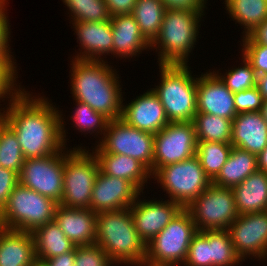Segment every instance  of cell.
Returning a JSON list of instances; mask_svg holds the SVG:
<instances>
[{
	"mask_svg": "<svg viewBox=\"0 0 267 266\" xmlns=\"http://www.w3.org/2000/svg\"><path fill=\"white\" fill-rule=\"evenodd\" d=\"M8 101L6 110L0 108V117L16 133L25 159L45 157L66 147L67 132L62 111L48 98L35 97L23 88Z\"/></svg>",
	"mask_w": 267,
	"mask_h": 266,
	"instance_id": "obj_1",
	"label": "cell"
},
{
	"mask_svg": "<svg viewBox=\"0 0 267 266\" xmlns=\"http://www.w3.org/2000/svg\"><path fill=\"white\" fill-rule=\"evenodd\" d=\"M71 94L110 121L122 116V87L117 71L108 62L72 59Z\"/></svg>",
	"mask_w": 267,
	"mask_h": 266,
	"instance_id": "obj_2",
	"label": "cell"
},
{
	"mask_svg": "<svg viewBox=\"0 0 267 266\" xmlns=\"http://www.w3.org/2000/svg\"><path fill=\"white\" fill-rule=\"evenodd\" d=\"M95 244L108 254L115 266L141 265L146 257V244L136 231L129 208L97 213Z\"/></svg>",
	"mask_w": 267,
	"mask_h": 266,
	"instance_id": "obj_3",
	"label": "cell"
},
{
	"mask_svg": "<svg viewBox=\"0 0 267 266\" xmlns=\"http://www.w3.org/2000/svg\"><path fill=\"white\" fill-rule=\"evenodd\" d=\"M204 15V11L166 9L160 32L151 43V49L159 50V64L187 65Z\"/></svg>",
	"mask_w": 267,
	"mask_h": 266,
	"instance_id": "obj_4",
	"label": "cell"
},
{
	"mask_svg": "<svg viewBox=\"0 0 267 266\" xmlns=\"http://www.w3.org/2000/svg\"><path fill=\"white\" fill-rule=\"evenodd\" d=\"M188 65L159 64L160 83L151 88L170 122H192L197 113V81Z\"/></svg>",
	"mask_w": 267,
	"mask_h": 266,
	"instance_id": "obj_5",
	"label": "cell"
},
{
	"mask_svg": "<svg viewBox=\"0 0 267 266\" xmlns=\"http://www.w3.org/2000/svg\"><path fill=\"white\" fill-rule=\"evenodd\" d=\"M67 148L64 147V184L60 205L91 209L93 185L100 170L98 158L86 147Z\"/></svg>",
	"mask_w": 267,
	"mask_h": 266,
	"instance_id": "obj_6",
	"label": "cell"
},
{
	"mask_svg": "<svg viewBox=\"0 0 267 266\" xmlns=\"http://www.w3.org/2000/svg\"><path fill=\"white\" fill-rule=\"evenodd\" d=\"M58 203L18 184L2 209L3 228L32 233L54 221Z\"/></svg>",
	"mask_w": 267,
	"mask_h": 266,
	"instance_id": "obj_7",
	"label": "cell"
},
{
	"mask_svg": "<svg viewBox=\"0 0 267 266\" xmlns=\"http://www.w3.org/2000/svg\"><path fill=\"white\" fill-rule=\"evenodd\" d=\"M196 232L190 213L183 208L159 234L146 244L144 261L153 265H183L190 242Z\"/></svg>",
	"mask_w": 267,
	"mask_h": 266,
	"instance_id": "obj_8",
	"label": "cell"
},
{
	"mask_svg": "<svg viewBox=\"0 0 267 266\" xmlns=\"http://www.w3.org/2000/svg\"><path fill=\"white\" fill-rule=\"evenodd\" d=\"M151 178L157 180L171 201L179 203L183 208L212 183L196 155L182 162L161 167Z\"/></svg>",
	"mask_w": 267,
	"mask_h": 266,
	"instance_id": "obj_9",
	"label": "cell"
},
{
	"mask_svg": "<svg viewBox=\"0 0 267 266\" xmlns=\"http://www.w3.org/2000/svg\"><path fill=\"white\" fill-rule=\"evenodd\" d=\"M197 231L227 230L239 216L232 188L213 183L186 208Z\"/></svg>",
	"mask_w": 267,
	"mask_h": 266,
	"instance_id": "obj_10",
	"label": "cell"
},
{
	"mask_svg": "<svg viewBox=\"0 0 267 266\" xmlns=\"http://www.w3.org/2000/svg\"><path fill=\"white\" fill-rule=\"evenodd\" d=\"M99 141L97 144L105 153L137 159L153 175L154 134L132 127L120 118L109 121Z\"/></svg>",
	"mask_w": 267,
	"mask_h": 266,
	"instance_id": "obj_11",
	"label": "cell"
},
{
	"mask_svg": "<svg viewBox=\"0 0 267 266\" xmlns=\"http://www.w3.org/2000/svg\"><path fill=\"white\" fill-rule=\"evenodd\" d=\"M63 173L64 148L45 157L25 159L18 174L19 184L60 204L63 195Z\"/></svg>",
	"mask_w": 267,
	"mask_h": 266,
	"instance_id": "obj_12",
	"label": "cell"
},
{
	"mask_svg": "<svg viewBox=\"0 0 267 266\" xmlns=\"http://www.w3.org/2000/svg\"><path fill=\"white\" fill-rule=\"evenodd\" d=\"M197 138L193 122H170L154 134L153 174L163 166L196 155Z\"/></svg>",
	"mask_w": 267,
	"mask_h": 266,
	"instance_id": "obj_13",
	"label": "cell"
},
{
	"mask_svg": "<svg viewBox=\"0 0 267 266\" xmlns=\"http://www.w3.org/2000/svg\"><path fill=\"white\" fill-rule=\"evenodd\" d=\"M236 254L245 261L267 257V211L239 215L227 229Z\"/></svg>",
	"mask_w": 267,
	"mask_h": 266,
	"instance_id": "obj_14",
	"label": "cell"
},
{
	"mask_svg": "<svg viewBox=\"0 0 267 266\" xmlns=\"http://www.w3.org/2000/svg\"><path fill=\"white\" fill-rule=\"evenodd\" d=\"M140 195L141 192L129 209L136 231L144 243L148 244L177 216L183 207L169 199L167 201L141 200Z\"/></svg>",
	"mask_w": 267,
	"mask_h": 266,
	"instance_id": "obj_15",
	"label": "cell"
},
{
	"mask_svg": "<svg viewBox=\"0 0 267 266\" xmlns=\"http://www.w3.org/2000/svg\"><path fill=\"white\" fill-rule=\"evenodd\" d=\"M140 191L128 180L99 170L92 191L91 210L95 213L130 208Z\"/></svg>",
	"mask_w": 267,
	"mask_h": 266,
	"instance_id": "obj_16",
	"label": "cell"
},
{
	"mask_svg": "<svg viewBox=\"0 0 267 266\" xmlns=\"http://www.w3.org/2000/svg\"><path fill=\"white\" fill-rule=\"evenodd\" d=\"M197 113L216 115L230 120L237 115L234 93L210 70L198 77Z\"/></svg>",
	"mask_w": 267,
	"mask_h": 266,
	"instance_id": "obj_17",
	"label": "cell"
},
{
	"mask_svg": "<svg viewBox=\"0 0 267 266\" xmlns=\"http://www.w3.org/2000/svg\"><path fill=\"white\" fill-rule=\"evenodd\" d=\"M124 104L121 119L141 131L156 134L170 123L161 101L152 89L140 94L129 104Z\"/></svg>",
	"mask_w": 267,
	"mask_h": 266,
	"instance_id": "obj_18",
	"label": "cell"
},
{
	"mask_svg": "<svg viewBox=\"0 0 267 266\" xmlns=\"http://www.w3.org/2000/svg\"><path fill=\"white\" fill-rule=\"evenodd\" d=\"M71 23L81 49L73 59L102 61L104 58L101 56L106 58L109 53L113 55L111 21Z\"/></svg>",
	"mask_w": 267,
	"mask_h": 266,
	"instance_id": "obj_19",
	"label": "cell"
},
{
	"mask_svg": "<svg viewBox=\"0 0 267 266\" xmlns=\"http://www.w3.org/2000/svg\"><path fill=\"white\" fill-rule=\"evenodd\" d=\"M96 215L91 209L58 204L54 220L75 246L92 245L96 242Z\"/></svg>",
	"mask_w": 267,
	"mask_h": 266,
	"instance_id": "obj_20",
	"label": "cell"
},
{
	"mask_svg": "<svg viewBox=\"0 0 267 266\" xmlns=\"http://www.w3.org/2000/svg\"><path fill=\"white\" fill-rule=\"evenodd\" d=\"M230 143L258 155L267 146V123L261 112L237 114L232 120Z\"/></svg>",
	"mask_w": 267,
	"mask_h": 266,
	"instance_id": "obj_21",
	"label": "cell"
},
{
	"mask_svg": "<svg viewBox=\"0 0 267 266\" xmlns=\"http://www.w3.org/2000/svg\"><path fill=\"white\" fill-rule=\"evenodd\" d=\"M113 32V56L132 58L151 48L132 14L110 17ZM138 54V55H137Z\"/></svg>",
	"mask_w": 267,
	"mask_h": 266,
	"instance_id": "obj_22",
	"label": "cell"
},
{
	"mask_svg": "<svg viewBox=\"0 0 267 266\" xmlns=\"http://www.w3.org/2000/svg\"><path fill=\"white\" fill-rule=\"evenodd\" d=\"M92 152L98 158L100 170L104 174L128 180L143 193L151 174L141 162L126 155L105 153L98 145Z\"/></svg>",
	"mask_w": 267,
	"mask_h": 266,
	"instance_id": "obj_23",
	"label": "cell"
},
{
	"mask_svg": "<svg viewBox=\"0 0 267 266\" xmlns=\"http://www.w3.org/2000/svg\"><path fill=\"white\" fill-rule=\"evenodd\" d=\"M32 233L0 228V266H34Z\"/></svg>",
	"mask_w": 267,
	"mask_h": 266,
	"instance_id": "obj_24",
	"label": "cell"
},
{
	"mask_svg": "<svg viewBox=\"0 0 267 266\" xmlns=\"http://www.w3.org/2000/svg\"><path fill=\"white\" fill-rule=\"evenodd\" d=\"M232 190L239 215L267 211V173L256 171Z\"/></svg>",
	"mask_w": 267,
	"mask_h": 266,
	"instance_id": "obj_25",
	"label": "cell"
},
{
	"mask_svg": "<svg viewBox=\"0 0 267 266\" xmlns=\"http://www.w3.org/2000/svg\"><path fill=\"white\" fill-rule=\"evenodd\" d=\"M256 171H258L257 156L238 147H232L227 161L212 183L234 188Z\"/></svg>",
	"mask_w": 267,
	"mask_h": 266,
	"instance_id": "obj_26",
	"label": "cell"
},
{
	"mask_svg": "<svg viewBox=\"0 0 267 266\" xmlns=\"http://www.w3.org/2000/svg\"><path fill=\"white\" fill-rule=\"evenodd\" d=\"M32 236L36 260L40 262L70 252L75 248L55 220L35 229Z\"/></svg>",
	"mask_w": 267,
	"mask_h": 266,
	"instance_id": "obj_27",
	"label": "cell"
},
{
	"mask_svg": "<svg viewBox=\"0 0 267 266\" xmlns=\"http://www.w3.org/2000/svg\"><path fill=\"white\" fill-rule=\"evenodd\" d=\"M231 18L244 26L243 36H247L267 19V0H224Z\"/></svg>",
	"mask_w": 267,
	"mask_h": 266,
	"instance_id": "obj_28",
	"label": "cell"
},
{
	"mask_svg": "<svg viewBox=\"0 0 267 266\" xmlns=\"http://www.w3.org/2000/svg\"><path fill=\"white\" fill-rule=\"evenodd\" d=\"M165 6L161 0H137L132 15L143 36L152 43L158 36L163 22Z\"/></svg>",
	"mask_w": 267,
	"mask_h": 266,
	"instance_id": "obj_29",
	"label": "cell"
},
{
	"mask_svg": "<svg viewBox=\"0 0 267 266\" xmlns=\"http://www.w3.org/2000/svg\"><path fill=\"white\" fill-rule=\"evenodd\" d=\"M192 122L197 141L230 143L232 120L211 114L196 113Z\"/></svg>",
	"mask_w": 267,
	"mask_h": 266,
	"instance_id": "obj_30",
	"label": "cell"
},
{
	"mask_svg": "<svg viewBox=\"0 0 267 266\" xmlns=\"http://www.w3.org/2000/svg\"><path fill=\"white\" fill-rule=\"evenodd\" d=\"M231 143L197 141L196 156L206 176L213 181L227 161Z\"/></svg>",
	"mask_w": 267,
	"mask_h": 266,
	"instance_id": "obj_31",
	"label": "cell"
},
{
	"mask_svg": "<svg viewBox=\"0 0 267 266\" xmlns=\"http://www.w3.org/2000/svg\"><path fill=\"white\" fill-rule=\"evenodd\" d=\"M24 161L25 157L18 143L16 133L0 117V167L19 174Z\"/></svg>",
	"mask_w": 267,
	"mask_h": 266,
	"instance_id": "obj_32",
	"label": "cell"
},
{
	"mask_svg": "<svg viewBox=\"0 0 267 266\" xmlns=\"http://www.w3.org/2000/svg\"><path fill=\"white\" fill-rule=\"evenodd\" d=\"M70 11V22H106L110 15L104 0H62Z\"/></svg>",
	"mask_w": 267,
	"mask_h": 266,
	"instance_id": "obj_33",
	"label": "cell"
},
{
	"mask_svg": "<svg viewBox=\"0 0 267 266\" xmlns=\"http://www.w3.org/2000/svg\"><path fill=\"white\" fill-rule=\"evenodd\" d=\"M210 259L212 266H234L242 262L228 230H210Z\"/></svg>",
	"mask_w": 267,
	"mask_h": 266,
	"instance_id": "obj_34",
	"label": "cell"
},
{
	"mask_svg": "<svg viewBox=\"0 0 267 266\" xmlns=\"http://www.w3.org/2000/svg\"><path fill=\"white\" fill-rule=\"evenodd\" d=\"M76 109L73 110L74 114L70 116L71 120L74 123L79 132H86V134L104 135V132L107 130L109 119L103 114L98 113L92 109L89 105L76 101Z\"/></svg>",
	"mask_w": 267,
	"mask_h": 266,
	"instance_id": "obj_35",
	"label": "cell"
},
{
	"mask_svg": "<svg viewBox=\"0 0 267 266\" xmlns=\"http://www.w3.org/2000/svg\"><path fill=\"white\" fill-rule=\"evenodd\" d=\"M242 60L243 64L241 67L238 66V68H232L224 74L213 70L225 86L233 93L244 91L256 86L257 75L255 70L244 56H242Z\"/></svg>",
	"mask_w": 267,
	"mask_h": 266,
	"instance_id": "obj_36",
	"label": "cell"
},
{
	"mask_svg": "<svg viewBox=\"0 0 267 266\" xmlns=\"http://www.w3.org/2000/svg\"><path fill=\"white\" fill-rule=\"evenodd\" d=\"M183 266H212L210 259V230L197 231L193 235Z\"/></svg>",
	"mask_w": 267,
	"mask_h": 266,
	"instance_id": "obj_37",
	"label": "cell"
},
{
	"mask_svg": "<svg viewBox=\"0 0 267 266\" xmlns=\"http://www.w3.org/2000/svg\"><path fill=\"white\" fill-rule=\"evenodd\" d=\"M115 266L108 254L97 244L75 246L74 266Z\"/></svg>",
	"mask_w": 267,
	"mask_h": 266,
	"instance_id": "obj_38",
	"label": "cell"
},
{
	"mask_svg": "<svg viewBox=\"0 0 267 266\" xmlns=\"http://www.w3.org/2000/svg\"><path fill=\"white\" fill-rule=\"evenodd\" d=\"M14 65H16L14 61H0V99L2 101L6 98L12 100L23 90L21 85L18 86L16 83L18 69L17 65Z\"/></svg>",
	"mask_w": 267,
	"mask_h": 266,
	"instance_id": "obj_39",
	"label": "cell"
},
{
	"mask_svg": "<svg viewBox=\"0 0 267 266\" xmlns=\"http://www.w3.org/2000/svg\"><path fill=\"white\" fill-rule=\"evenodd\" d=\"M242 56L251 64L257 76L267 73V46L256 41H242Z\"/></svg>",
	"mask_w": 267,
	"mask_h": 266,
	"instance_id": "obj_40",
	"label": "cell"
},
{
	"mask_svg": "<svg viewBox=\"0 0 267 266\" xmlns=\"http://www.w3.org/2000/svg\"><path fill=\"white\" fill-rule=\"evenodd\" d=\"M236 113L260 112L263 98L257 86L234 93Z\"/></svg>",
	"mask_w": 267,
	"mask_h": 266,
	"instance_id": "obj_41",
	"label": "cell"
},
{
	"mask_svg": "<svg viewBox=\"0 0 267 266\" xmlns=\"http://www.w3.org/2000/svg\"><path fill=\"white\" fill-rule=\"evenodd\" d=\"M6 1L8 2V0H0V61H16L15 57L10 54L12 53L9 46L11 26L6 10Z\"/></svg>",
	"mask_w": 267,
	"mask_h": 266,
	"instance_id": "obj_42",
	"label": "cell"
},
{
	"mask_svg": "<svg viewBox=\"0 0 267 266\" xmlns=\"http://www.w3.org/2000/svg\"><path fill=\"white\" fill-rule=\"evenodd\" d=\"M19 184L17 172L0 167V207L7 204L13 189Z\"/></svg>",
	"mask_w": 267,
	"mask_h": 266,
	"instance_id": "obj_43",
	"label": "cell"
},
{
	"mask_svg": "<svg viewBox=\"0 0 267 266\" xmlns=\"http://www.w3.org/2000/svg\"><path fill=\"white\" fill-rule=\"evenodd\" d=\"M166 9L204 11L208 0H161Z\"/></svg>",
	"mask_w": 267,
	"mask_h": 266,
	"instance_id": "obj_44",
	"label": "cell"
},
{
	"mask_svg": "<svg viewBox=\"0 0 267 266\" xmlns=\"http://www.w3.org/2000/svg\"><path fill=\"white\" fill-rule=\"evenodd\" d=\"M110 16L132 14L137 0H104Z\"/></svg>",
	"mask_w": 267,
	"mask_h": 266,
	"instance_id": "obj_45",
	"label": "cell"
},
{
	"mask_svg": "<svg viewBox=\"0 0 267 266\" xmlns=\"http://www.w3.org/2000/svg\"><path fill=\"white\" fill-rule=\"evenodd\" d=\"M242 38V41H256L258 44L267 46V19L251 31L249 35Z\"/></svg>",
	"mask_w": 267,
	"mask_h": 266,
	"instance_id": "obj_46",
	"label": "cell"
},
{
	"mask_svg": "<svg viewBox=\"0 0 267 266\" xmlns=\"http://www.w3.org/2000/svg\"><path fill=\"white\" fill-rule=\"evenodd\" d=\"M47 266H74L75 248L67 253L43 261Z\"/></svg>",
	"mask_w": 267,
	"mask_h": 266,
	"instance_id": "obj_47",
	"label": "cell"
},
{
	"mask_svg": "<svg viewBox=\"0 0 267 266\" xmlns=\"http://www.w3.org/2000/svg\"><path fill=\"white\" fill-rule=\"evenodd\" d=\"M256 86L264 101L267 100V73L257 76Z\"/></svg>",
	"mask_w": 267,
	"mask_h": 266,
	"instance_id": "obj_48",
	"label": "cell"
},
{
	"mask_svg": "<svg viewBox=\"0 0 267 266\" xmlns=\"http://www.w3.org/2000/svg\"><path fill=\"white\" fill-rule=\"evenodd\" d=\"M258 171L267 173V146L257 155Z\"/></svg>",
	"mask_w": 267,
	"mask_h": 266,
	"instance_id": "obj_49",
	"label": "cell"
},
{
	"mask_svg": "<svg viewBox=\"0 0 267 266\" xmlns=\"http://www.w3.org/2000/svg\"><path fill=\"white\" fill-rule=\"evenodd\" d=\"M260 112L263 115V119L267 123V100L266 101H263L262 108H261V111Z\"/></svg>",
	"mask_w": 267,
	"mask_h": 266,
	"instance_id": "obj_50",
	"label": "cell"
},
{
	"mask_svg": "<svg viewBox=\"0 0 267 266\" xmlns=\"http://www.w3.org/2000/svg\"><path fill=\"white\" fill-rule=\"evenodd\" d=\"M0 228H3L2 208L0 207Z\"/></svg>",
	"mask_w": 267,
	"mask_h": 266,
	"instance_id": "obj_51",
	"label": "cell"
},
{
	"mask_svg": "<svg viewBox=\"0 0 267 266\" xmlns=\"http://www.w3.org/2000/svg\"><path fill=\"white\" fill-rule=\"evenodd\" d=\"M137 266H164V265H153V264H150L144 261L141 265H137Z\"/></svg>",
	"mask_w": 267,
	"mask_h": 266,
	"instance_id": "obj_52",
	"label": "cell"
},
{
	"mask_svg": "<svg viewBox=\"0 0 267 266\" xmlns=\"http://www.w3.org/2000/svg\"><path fill=\"white\" fill-rule=\"evenodd\" d=\"M34 266H47L44 262L36 261Z\"/></svg>",
	"mask_w": 267,
	"mask_h": 266,
	"instance_id": "obj_53",
	"label": "cell"
}]
</instances>
